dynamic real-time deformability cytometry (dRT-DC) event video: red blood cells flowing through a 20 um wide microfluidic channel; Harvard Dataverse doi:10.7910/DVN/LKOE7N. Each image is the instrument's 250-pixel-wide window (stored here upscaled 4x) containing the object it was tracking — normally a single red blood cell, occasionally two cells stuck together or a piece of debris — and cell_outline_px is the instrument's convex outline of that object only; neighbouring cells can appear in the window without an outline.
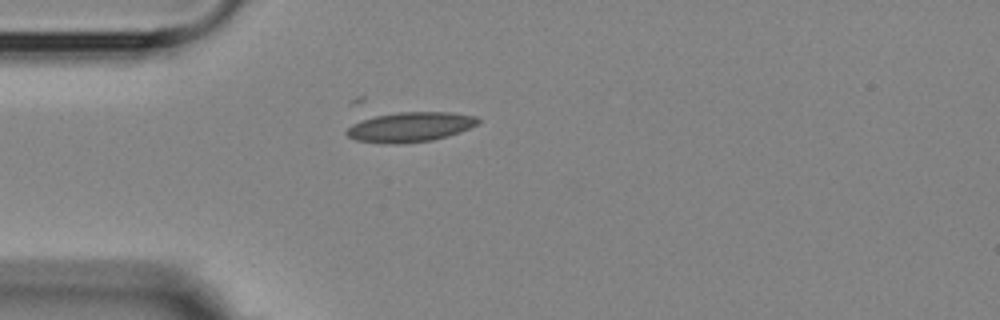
{"species": "Egyptian fruit bat (a non-hibernating species)", "species_latin": "Rousettus aegyptiacus", "temperature_condition": "room temperature", "stored_images_in_passage": 1, "camera_frame_rate_fps": 3000, "um_per_image_px": 0.085, "animal": {"sex": "female"}, "frame": {"image": 1, "passage_image": 1, "time_ms": 0.0, "image_size_px": [1000, 320], "cell_outline_px": [[480, 120], [476, 124], [460, 132], [448, 136], [432, 140], [356, 140], [348, 136], [344, 132], [352, 124], [360, 120], [376, 116], [400, 112], [452, 112], [476, 116]], "centroid_in_image_um": [34.93, 10.72], "position_along_channel_um": 50.1, "area_um2": 21.5}}